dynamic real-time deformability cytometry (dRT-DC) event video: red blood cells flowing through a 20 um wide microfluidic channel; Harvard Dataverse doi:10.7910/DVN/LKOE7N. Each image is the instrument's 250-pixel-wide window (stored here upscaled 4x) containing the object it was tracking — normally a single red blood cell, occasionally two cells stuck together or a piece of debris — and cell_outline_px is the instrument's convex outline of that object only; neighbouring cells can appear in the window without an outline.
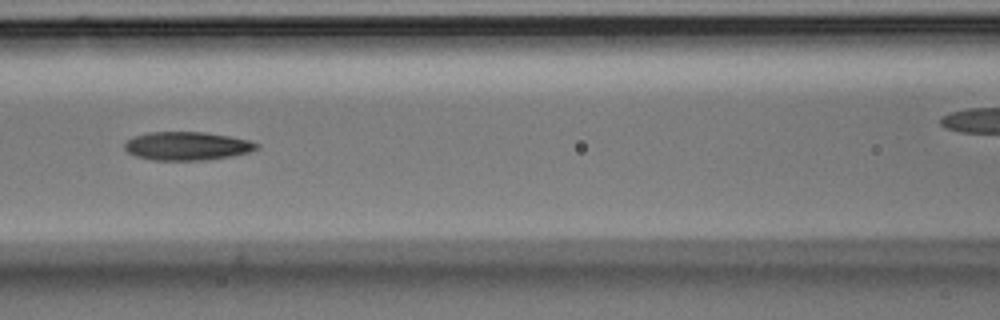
{"species": "Egyptian fruit bat (a non-hibernating species)", "species_latin": "Rousettus aegyptiacus", "temperature_condition": "room temperature", "stored_images_in_passage": 10, "camera_frame_rate_fps": 3000, "um_per_image_px": 0.085, "animal": {"sex": "male"}, "frame": {"image": 1, "passage_image": 7, "time_ms": 2.0, "image_size_px": [1000, 320], "cell_outline_px": [[260, 148], [248, 152], [232, 156], [204, 160], [152, 160], [136, 156], [128, 152], [124, 148], [124, 144], [132, 136], [148, 132], [204, 132], [228, 136], [248, 140], [260, 144]], "centroid_in_image_um": [15.89, 12.41], "position_along_channel_um": 150.7, "area_um2": 21.91}}
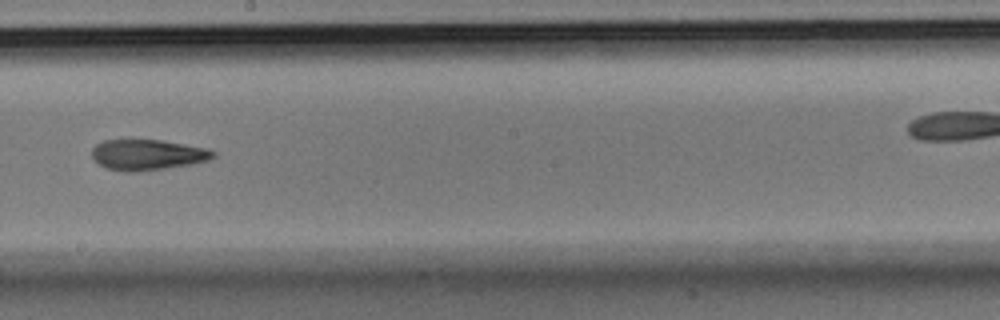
{"frame": {"image": 2, "passage_image": 9, "time_ms": 2.667, "image_size_px": [1000, 320], "cell_outline_px": [[216, 156], [208, 160], [188, 164], [164, 168], [128, 172], [108, 168], [100, 164], [92, 156], [92, 148], [96, 144], [104, 140], [128, 136], [160, 140], [208, 148], [216, 152]], "centroid_in_image_um": [12.5, 13.09], "position_along_channel_um": 235.7, "area_um2": 22.08}}